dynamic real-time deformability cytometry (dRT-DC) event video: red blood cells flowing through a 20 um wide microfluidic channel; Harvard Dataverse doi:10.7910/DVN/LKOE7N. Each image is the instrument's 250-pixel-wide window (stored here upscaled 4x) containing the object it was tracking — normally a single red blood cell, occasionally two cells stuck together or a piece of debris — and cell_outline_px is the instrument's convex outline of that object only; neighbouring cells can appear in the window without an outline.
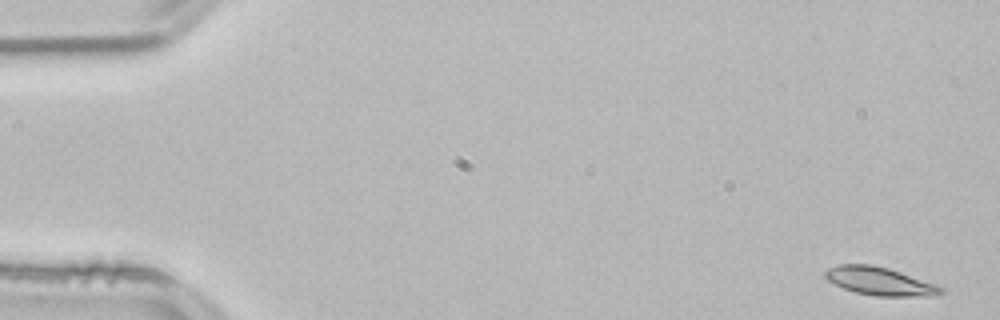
{"species": "common noctule bat (a hibernating species)", "species_latin": "Nyctalus noctula", "temperature_condition": "room temperature", "stored_images_in_passage": 54, "segment_of_instrument_passage": [1, 2], "camera_frame_rate_fps": 3000, "um_per_image_px": 0.085, "animal": {"sex": "male", "body_mass_g": 21.5, "forearm_length_mm": 52.0}, "frame": {"image": 1, "passage_image": 1, "time_ms": 0.0, "image_size_px": [1000, 320], "cell_outline_px": [[944, 292], [932, 296], [876, 296], [856, 292], [844, 288], [828, 280], [824, 276], [824, 272], [828, 268], [836, 264], [872, 264], [888, 268], [936, 284], [944, 288]], "centroid_in_image_um": [74.78, 23.89], "position_along_channel_um": 10.2, "area_um2": 18.9}}
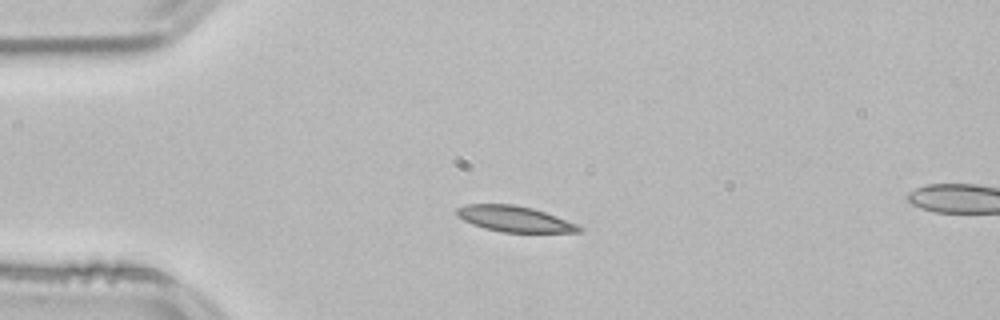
{"frame": {"image": 2, "passage_image": 12, "time_ms": 3.667, "image_size_px": [1000, 320], "cell_outline_px": [[584, 232], [500, 232], [484, 228], [472, 224], [464, 220], [456, 212], [456, 208], [468, 204], [516, 204], [532, 208], [556, 216], [576, 224], [584, 228]], "centroid_in_image_um": [43.75, 18.61], "position_along_channel_um": 41.2, "area_um2": 18.26}}
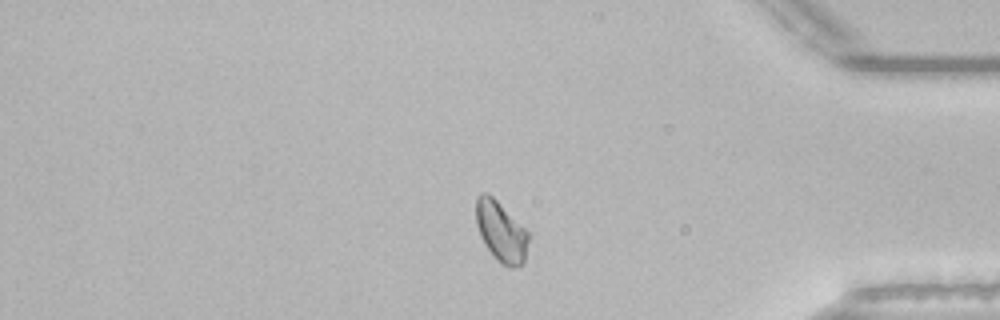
{"frame": {"image": 3, "passage_image": 44, "time_ms": 14.333, "image_size_px": [1000, 320], "cell_outline_px": [[528, 240], [524, 264], [516, 268], [508, 268], [500, 264], [492, 256], [484, 244], [480, 236], [476, 224], [476, 196], [480, 192], [488, 192], [528, 232]], "centroid_in_image_um": [42.56, 19.72], "position_along_channel_um": 392.6, "area_um2": 18.61}}